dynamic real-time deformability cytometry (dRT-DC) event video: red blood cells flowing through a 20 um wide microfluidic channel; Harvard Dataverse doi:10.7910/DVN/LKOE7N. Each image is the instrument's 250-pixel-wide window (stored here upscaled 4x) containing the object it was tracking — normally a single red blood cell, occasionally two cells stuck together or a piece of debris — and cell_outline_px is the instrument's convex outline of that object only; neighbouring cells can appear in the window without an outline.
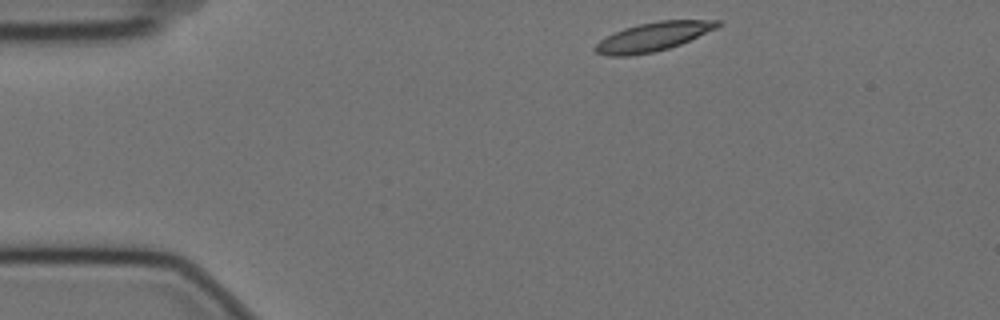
{"species": "Egyptian fruit bat (a non-hibernating species)", "species_latin": "Rousettus aegyptiacus", "temperature_condition": "cold", "stored_images_in_passage": 49, "camera_frame_rate_fps": 3000, "um_per_image_px": 0.085, "animal": {"sex": "female"}, "frame": {"image": 1, "passage_image": 1, "time_ms": 0.0, "image_size_px": [1000, 320], "cell_outline_px": [[720, 24], [716, 28], [680, 44], [668, 48], [652, 52], [628, 56], [608, 56], [596, 52], [592, 48], [600, 40], [624, 28], [640, 24], [660, 20], [720, 20]], "centroid_in_image_um": [55.49, 3.12], "position_along_channel_um": 29.5, "area_um2": 20.17}}
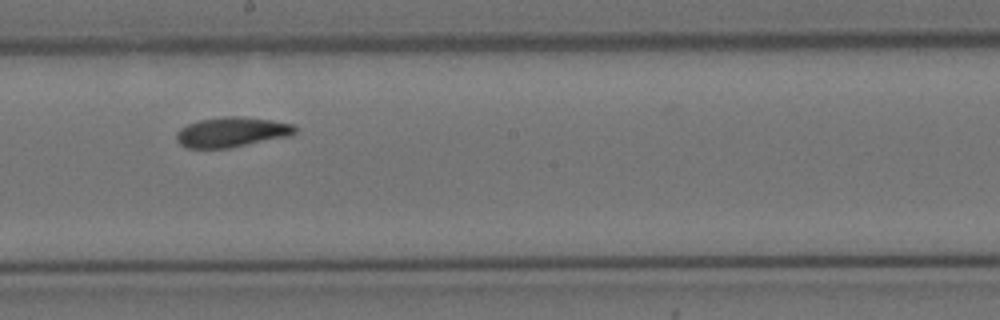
{"frame": {"image": 2, "passage_image": 23, "time_ms": 7.333, "image_size_px": [1000, 320], "cell_outline_px": [[296, 132], [292, 136], [232, 148], [188, 148], [180, 144], [176, 140], [176, 132], [180, 128], [188, 124], [200, 120], [224, 116], [244, 116], [272, 120], [292, 124], [296, 128]], "centroid_in_image_um": [19.72, 11.23], "position_along_channel_um": 228.5, "area_um2": 21.04}}
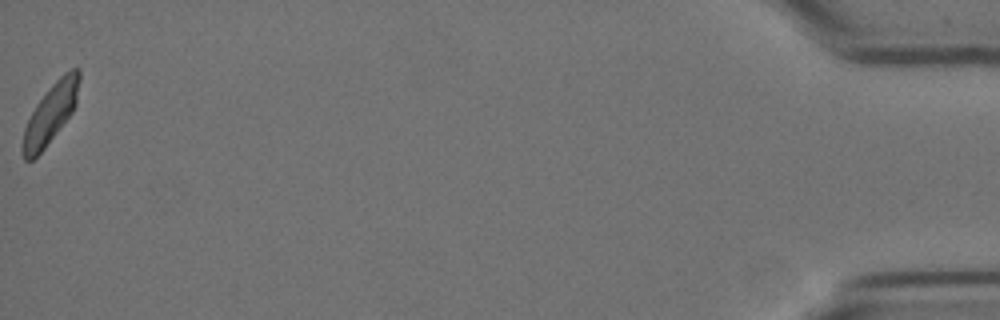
{"frame": {"image": 3, "passage_image": 49, "time_ms": 16.0, "image_size_px": [1000, 320], "cell_outline_px": [[80, 80], [76, 104], [72, 112], [44, 148], [32, 160], [24, 160], [20, 152], [20, 144], [24, 128], [36, 104], [48, 88], [64, 72], [72, 68], [80, 68]], "centroid_in_image_um": [4.27, 9.66], "position_along_channel_um": 430.9, "area_um2": 19.65}, "authors_computed_cell_mechanics": {"area_um2": 20.4034, "velocity_mm_per_s": 3.4764, "shape_relaxation_time_tau1_ms": 3.9172, "shape_relaxation_time_tau2_ms": 5.0014, "deformation_change_tau1": 0.1396, "deformation_change_tau2": 0.0785}}